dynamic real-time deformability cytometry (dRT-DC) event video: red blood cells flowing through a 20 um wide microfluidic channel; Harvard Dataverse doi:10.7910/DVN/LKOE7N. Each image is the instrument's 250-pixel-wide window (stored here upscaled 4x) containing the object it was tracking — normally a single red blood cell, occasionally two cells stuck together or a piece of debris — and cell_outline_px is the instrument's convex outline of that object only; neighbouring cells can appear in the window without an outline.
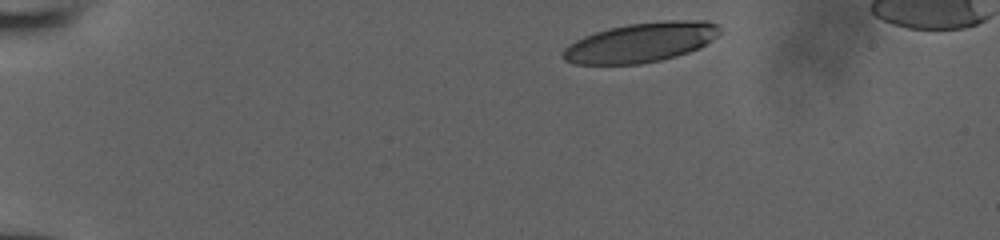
{"species": "human", "species_latin": "Homo sapiens", "temperature_condition": "room temperature", "stored_images_in_passage": 26, "camera_frame_rate_fps": 3000, "um_per_image_px": 0.085, "donor": {"sex": "male"}, "frame": {"image": 1, "passage_image": 1, "time_ms": 0.0, "image_size_px": [1000, 240], "cell_outline_px": [[720, 32], [716, 36], [700, 48], [676, 56], [660, 60], [640, 64], [576, 64], [564, 60], [560, 56], [560, 52], [568, 44], [584, 36], [608, 28], [628, 24], [664, 20], [708, 20], [720, 24]], "centroid_in_image_um": [54.47, 3.6], "position_along_channel_um": 30.5, "area_um2": 36.47}}
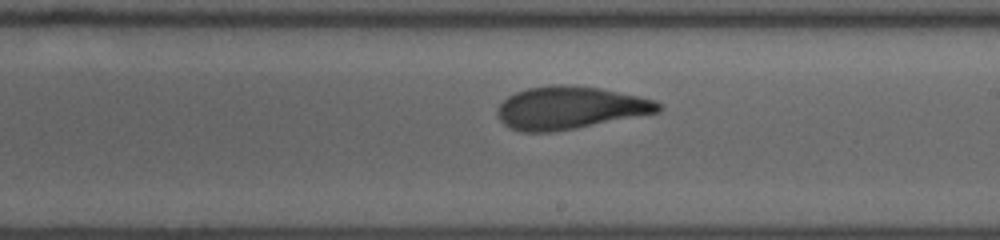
{"frame": {"image": 2, "passage_image": 16, "time_ms": 5.0, "image_size_px": [1000, 240], "cell_outline_px": [[664, 108], [660, 112], [576, 128], [552, 132], [520, 132], [504, 124], [500, 120], [496, 112], [500, 104], [508, 96], [516, 92], [528, 88], [556, 84], [564, 84], [600, 88], [656, 100]], "centroid_in_image_um": [48.45, 9.16], "position_along_channel_um": 240.5, "area_um2": 39.94}}
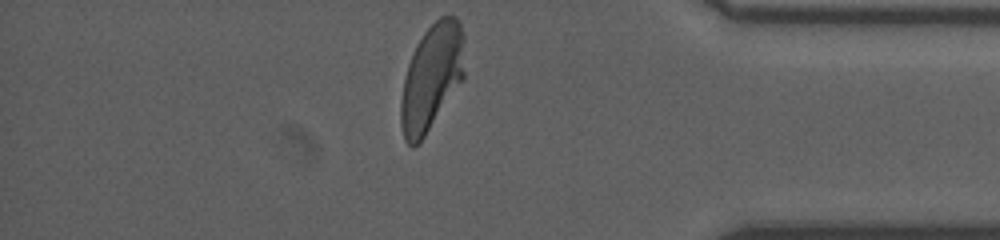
{"frame": {"image": 3, "passage_image": 26, "time_ms": 8.333, "image_size_px": [1000, 240], "cell_outline_px": [[464, 76], [424, 136], [412, 148], [404, 140], [400, 124], [400, 100], [404, 76], [412, 52], [416, 44], [424, 32], [440, 16], [456, 16], [460, 20], [464, 36]], "centroid_in_image_um": [36.67, 6.53], "position_along_channel_um": 398.5, "area_um2": 39.3}}